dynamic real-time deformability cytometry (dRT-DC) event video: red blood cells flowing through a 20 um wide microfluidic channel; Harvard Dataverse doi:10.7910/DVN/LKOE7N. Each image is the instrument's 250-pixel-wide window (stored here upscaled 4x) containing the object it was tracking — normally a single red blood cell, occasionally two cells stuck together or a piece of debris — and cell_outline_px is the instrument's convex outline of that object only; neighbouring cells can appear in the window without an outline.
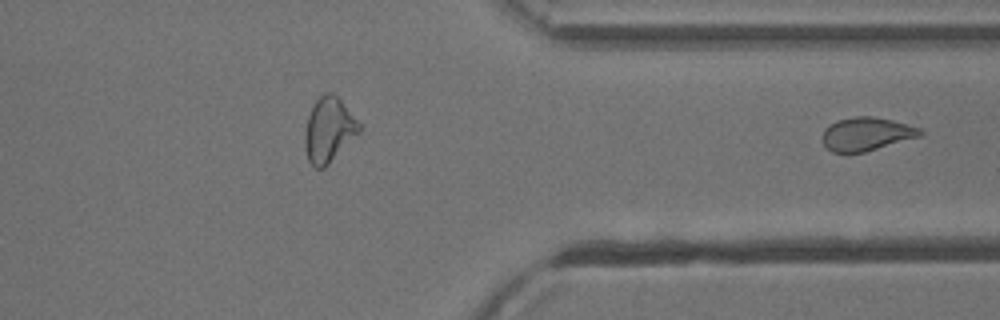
{"species": "common noctule bat (a hibernating species)", "species_latin": "Nyctalus noctula", "temperature_condition": "cold", "stored_images_in_passage": 32, "segment_of_instrument_passage": [2, 2], "camera_frame_rate_fps": 3000, "um_per_image_px": 0.085, "animal": {"sex": "male", "body_mass_g": 13.3}, "frame": {"image": 1, "passage_image": 32, "time_ms": 10.333, "image_size_px": [1000, 320], "cell_outline_px": [[924, 136], [864, 152], [832, 152], [824, 144], [824, 128], [828, 124], [836, 120], [856, 116], [872, 116], [892, 120], [920, 128], [924, 132]], "centroid_in_image_um": [73.69, 11.38], "position_along_channel_um": 337.7, "area_um2": 19.07}}